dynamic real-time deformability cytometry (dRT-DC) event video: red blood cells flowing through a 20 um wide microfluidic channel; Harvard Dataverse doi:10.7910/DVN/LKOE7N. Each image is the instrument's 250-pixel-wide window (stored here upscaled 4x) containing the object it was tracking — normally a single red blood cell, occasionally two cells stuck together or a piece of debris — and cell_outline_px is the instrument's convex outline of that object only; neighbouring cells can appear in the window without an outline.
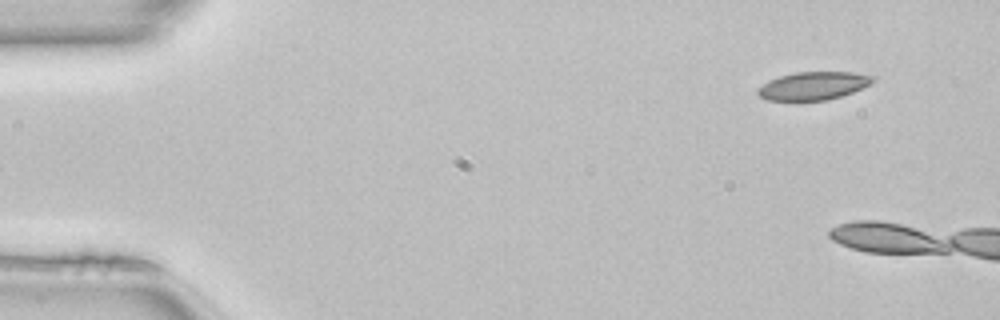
{"species": "common noctule bat (a hibernating species)", "species_latin": "Nyctalus noctula", "temperature_condition": "room temperature", "stored_images_in_passage": 4, "camera_frame_rate_fps": 3000, "um_per_image_px": 0.085, "animal": {"sex": "female", "body_mass_g": 22.7, "forearm_length_mm": 54.2}, "frame": {"image": 1, "passage_image": 1, "time_ms": 0.0, "image_size_px": [1000, 320], "cell_outline_px": [[876, 80], [852, 92], [828, 100], [764, 100], [756, 92], [756, 88], [768, 80], [780, 76], [796, 72], [852, 72], [876, 76]], "centroid_in_image_um": [69.09, 7.29], "position_along_channel_um": 15.9, "area_um2": 18.79}}